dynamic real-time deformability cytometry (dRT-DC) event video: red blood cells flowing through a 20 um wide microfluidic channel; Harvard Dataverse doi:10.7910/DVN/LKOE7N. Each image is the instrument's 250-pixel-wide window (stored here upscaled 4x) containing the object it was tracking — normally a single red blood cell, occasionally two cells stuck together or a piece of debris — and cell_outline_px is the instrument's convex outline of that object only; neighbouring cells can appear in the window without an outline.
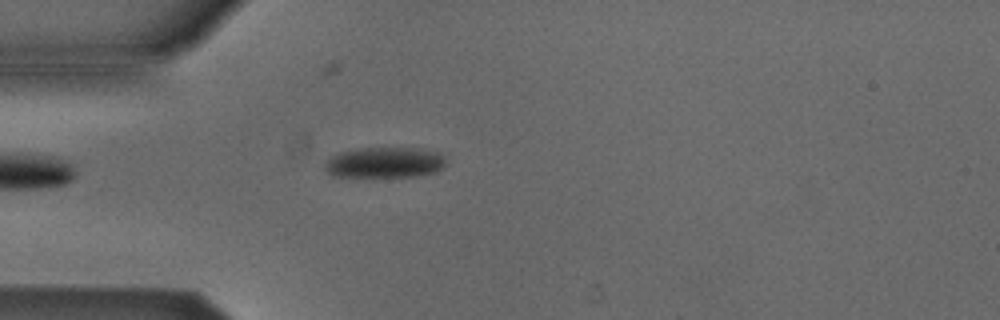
{"species": "Egyptian fruit bat (a non-hibernating species)", "species_latin": "Rousettus aegyptiacus", "temperature_condition": "cold", "stored_images_in_passage": 4, "segment_of_instrument_passage": [2, 2], "camera_frame_rate_fps": 3000, "um_per_image_px": 0.085, "animal": {"sex": "male"}, "frame": {"image": 1, "passage_image": 4, "time_ms": 1.0, "image_size_px": [1000, 320], "cell_outline_px": [[444, 168], [436, 172], [416, 176], [332, 176], [324, 168], [324, 164], [332, 156], [340, 152], [364, 148], [416, 148], [436, 152], [444, 156]], "centroid_in_image_um": [32.7, 13.81], "position_along_channel_um": 52.3, "area_um2": 21.39}}